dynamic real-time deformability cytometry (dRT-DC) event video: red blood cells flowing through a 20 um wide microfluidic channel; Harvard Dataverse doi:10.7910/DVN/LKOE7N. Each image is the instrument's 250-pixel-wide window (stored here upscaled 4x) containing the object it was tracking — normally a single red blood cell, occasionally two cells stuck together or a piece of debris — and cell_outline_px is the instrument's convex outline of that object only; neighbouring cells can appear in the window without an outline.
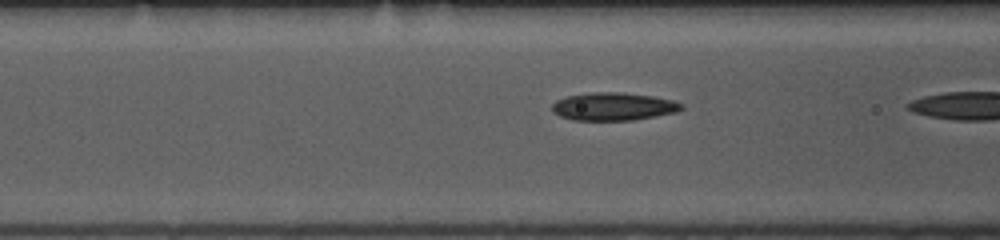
{"species": "common noctule bat (a hibernating species)", "species_latin": "Nyctalus noctula", "temperature_condition": "room temperature", "stored_images_in_passage": 18, "camera_frame_rate_fps": 3000, "um_per_image_px": 0.085, "animal": {"sex": "female", "body_mass_g": 10.0, "forearm_length_mm": 53.1}, "frame": {"image": 1, "passage_image": 17, "time_ms": 5.333, "image_size_px": [1000, 240], "cell_outline_px": [[684, 108], [676, 112], [656, 116], [632, 120], [572, 120], [560, 116], [552, 112], [552, 104], [556, 100], [564, 96], [592, 92], [620, 92], [652, 96], [672, 100], [684, 104]], "centroid_in_image_um": [52.11, 9.05], "position_along_channel_um": 114.5, "area_um2": 21.15}}